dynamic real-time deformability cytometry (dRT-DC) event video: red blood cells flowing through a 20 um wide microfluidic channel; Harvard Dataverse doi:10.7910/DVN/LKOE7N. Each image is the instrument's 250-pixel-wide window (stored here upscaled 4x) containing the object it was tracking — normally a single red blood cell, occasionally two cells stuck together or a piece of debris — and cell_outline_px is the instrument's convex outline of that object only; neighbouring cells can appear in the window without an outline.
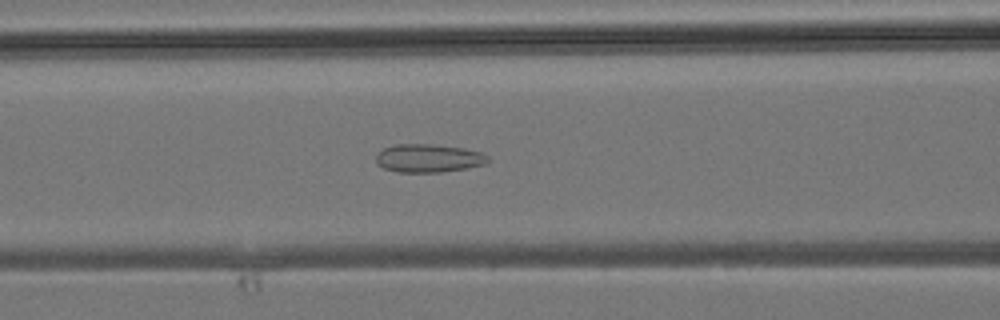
{"species": "common noctule bat (a hibernating species)", "species_latin": "Nyctalus noctula", "temperature_condition": "room temperature", "stored_images_in_passage": 34, "camera_frame_rate_fps": 3000, "um_per_image_px": 0.085, "animal": {"sex": "male", "body_mass_g": 19.2, "forearm_length_mm": 51.8}, "frame": {"image": 1, "passage_image": 10, "time_ms": 3.0, "image_size_px": [1000, 320], "cell_outline_px": [[488, 160], [484, 164], [468, 168], [440, 172], [396, 172], [384, 168], [376, 164], [376, 152], [384, 148], [396, 144], [432, 144], [464, 148], [480, 152], [488, 156]], "centroid_in_image_um": [36.38, 13.45], "position_along_channel_um": 130.2, "area_um2": 18.5}}
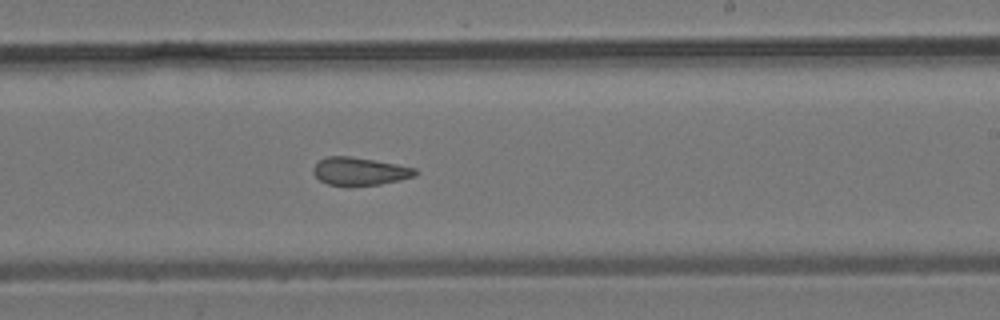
{"frame": {"image": 2, "passage_image": 18, "time_ms": 5.667, "image_size_px": [1000, 320], "cell_outline_px": [[420, 172], [416, 176], [400, 180], [380, 184], [328, 184], [320, 180], [312, 172], [312, 168], [320, 160], [328, 156], [348, 156], [372, 160], [416, 168]], "centroid_in_image_um": [30.6, 14.54], "position_along_channel_um": 258.4, "area_um2": 16.13}}
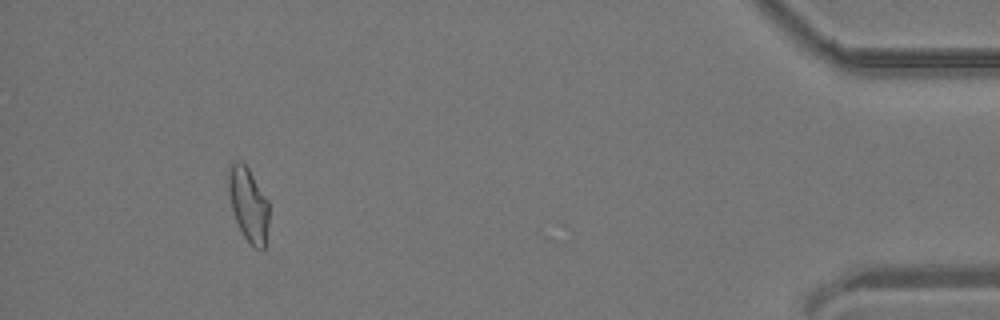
{"frame": {"image": 3, "passage_image": 32, "time_ms": 10.333, "image_size_px": [1000, 320], "cell_outline_px": [[268, 224], [264, 252], [260, 252], [252, 248], [244, 236], [232, 212], [228, 192], [228, 172], [232, 164], [236, 160], [240, 160], [248, 168], [268, 200]], "centroid_in_image_um": [21.12, 17.44], "position_along_channel_um": 414.1, "area_um2": 17.63}}